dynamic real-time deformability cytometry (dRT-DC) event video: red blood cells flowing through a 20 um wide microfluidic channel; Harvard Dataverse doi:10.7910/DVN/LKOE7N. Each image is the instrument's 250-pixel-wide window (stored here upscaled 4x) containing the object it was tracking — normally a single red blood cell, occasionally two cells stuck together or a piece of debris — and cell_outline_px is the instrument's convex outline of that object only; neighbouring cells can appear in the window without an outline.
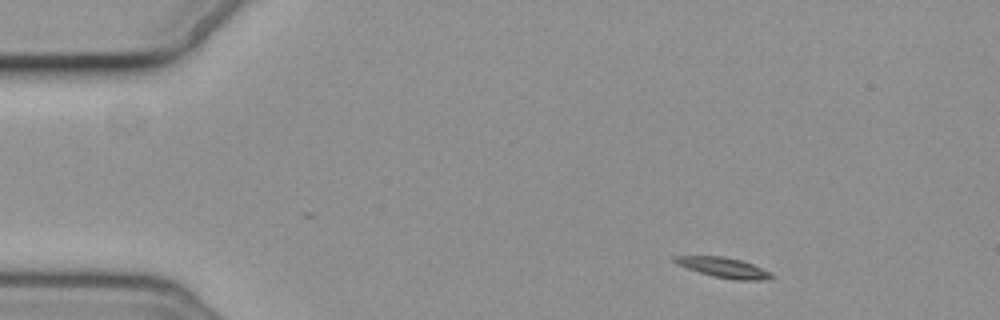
{"species": "common noctule bat (a hibernating species)", "species_latin": "Nyctalus noctula", "temperature_condition": "cold", "stored_images_in_passage": 4, "camera_frame_rate_fps": 3000, "um_per_image_px": 0.085, "animal": {"sex": "female", "body_mass_g": 19.3, "forearm_length_mm": 54.1}, "frame": {"image": 1, "passage_image": 1, "time_ms": 0.0, "image_size_px": [1000, 320], "cell_outline_px": [[772, 276], [768, 280], [736, 280], [716, 276], [700, 272], [676, 264], [672, 260], [672, 256], [724, 256], [740, 260], [752, 264], [768, 272]], "centroid_in_image_um": [61.46, 22.73], "position_along_channel_um": 23.5, "area_um2": 11.04}}